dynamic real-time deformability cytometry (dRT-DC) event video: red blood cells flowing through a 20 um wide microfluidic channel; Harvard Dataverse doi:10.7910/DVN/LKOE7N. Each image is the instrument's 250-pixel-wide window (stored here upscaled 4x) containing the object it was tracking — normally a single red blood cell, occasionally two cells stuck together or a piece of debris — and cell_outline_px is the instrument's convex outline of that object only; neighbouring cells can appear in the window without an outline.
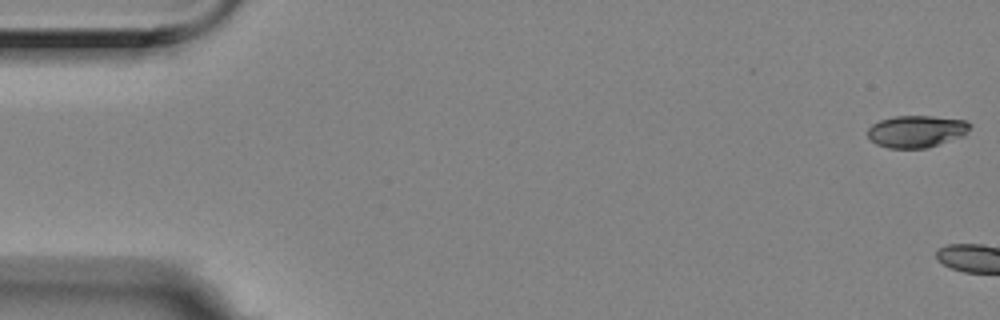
{"species": "Egyptian fruit bat (a non-hibernating species)", "species_latin": "Rousettus aegyptiacus", "temperature_condition": "room temperature", "stored_images_in_passage": 4, "camera_frame_rate_fps": 3000, "um_per_image_px": 0.085, "animal": {"sex": "female"}, "frame": {"image": 1, "passage_image": 1, "time_ms": 0.0, "image_size_px": [1000, 320], "cell_outline_px": [[972, 124], [964, 136], [928, 148], [888, 148], [876, 144], [868, 136], [868, 128], [872, 124], [880, 120], [896, 116], [932, 116], [964, 120]], "centroid_in_image_um": [77.91, 11.17], "position_along_channel_um": 7.1, "area_um2": 19.13}}